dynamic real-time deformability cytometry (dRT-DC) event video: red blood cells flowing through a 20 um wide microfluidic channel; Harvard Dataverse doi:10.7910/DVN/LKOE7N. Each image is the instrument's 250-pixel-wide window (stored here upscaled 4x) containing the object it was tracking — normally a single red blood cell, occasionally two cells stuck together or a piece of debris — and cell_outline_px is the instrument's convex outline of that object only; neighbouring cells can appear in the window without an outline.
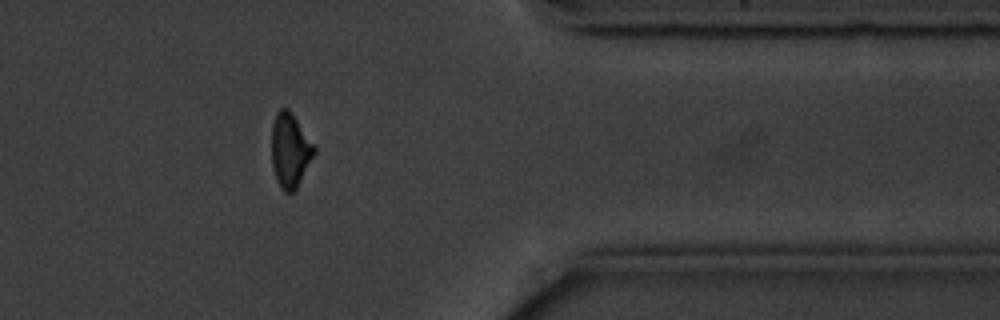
{"species": "common noctule bat (a hibernating species)", "species_latin": "Nyctalus noctula", "temperature_condition": "cold", "stored_images_in_passage": 13, "camera_frame_rate_fps": 3000, "um_per_image_px": 0.085, "animal": {"sex": "male", "body_mass_g": 20.1, "forearm_length_mm": 53.5}, "frame": {"image": 1, "passage_image": 11, "time_ms": 12.667, "image_size_px": [1000, 320], "cell_outline_px": [[316, 152], [296, 188], [292, 192], [284, 192], [280, 188], [276, 180], [272, 164], [272, 124], [276, 112], [280, 108], [288, 108], [292, 112], [316, 148]], "centroid_in_image_um": [24.65, 12.76], "position_along_channel_um": 386.8, "area_um2": 18.38}}
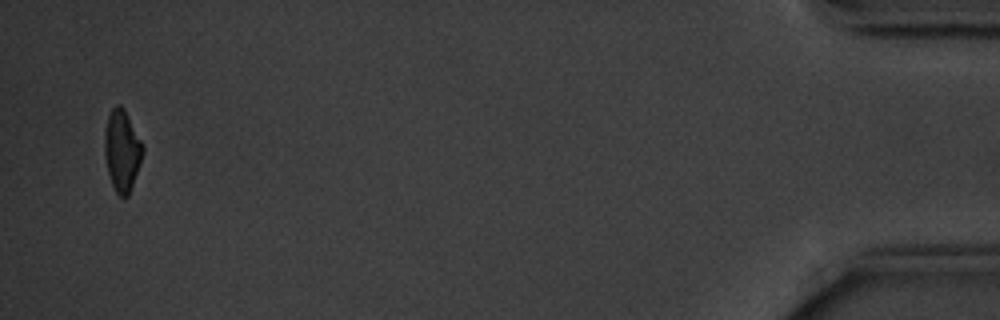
{"frame": {"image": 2, "passage_image": 13, "time_ms": 15.667, "image_size_px": [1000, 320], "cell_outline_px": [[144, 152], [128, 196], [120, 196], [116, 192], [112, 184], [108, 172], [104, 156], [104, 132], [108, 116], [112, 108], [116, 104], [120, 104], [124, 108], [144, 148]], "centroid_in_image_um": [10.35, 12.77], "position_along_channel_um": 424.9, "area_um2": 17.92}, "authors_computed_cell_mechanics": {"area_um2": 19.4786, "velocity_mm_per_s": 3.5593, "shape_relaxation_time_tau1_ms": 1.988, "shape_relaxation_time_tau2_ms": null, "deformation_change_tau1": 0.0973, "deformation_change_tau2": null}}